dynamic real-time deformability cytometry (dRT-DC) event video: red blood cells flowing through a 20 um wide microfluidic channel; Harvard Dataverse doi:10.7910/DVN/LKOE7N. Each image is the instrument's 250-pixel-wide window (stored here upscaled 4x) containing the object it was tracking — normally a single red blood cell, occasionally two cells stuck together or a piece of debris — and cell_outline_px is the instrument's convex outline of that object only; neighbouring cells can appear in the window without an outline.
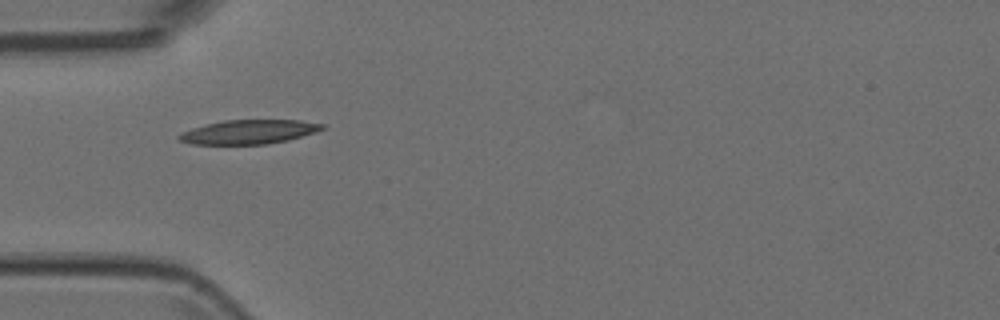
{"species": "Egyptian fruit bat (a non-hibernating species)", "species_latin": "Rousettus aegyptiacus", "temperature_condition": "room temperature", "stored_images_in_passage": 7, "camera_frame_rate_fps": 3000, "um_per_image_px": 0.085, "animal": {"sex": "female"}, "frame": {"image": 1, "passage_image": 5, "time_ms": 1.333, "image_size_px": [1000, 320], "cell_outline_px": [[324, 128], [316, 132], [288, 140], [268, 144], [192, 144], [180, 140], [176, 136], [180, 132], [192, 128], [224, 120], [300, 120], [324, 124]], "centroid_in_image_um": [21.15, 11.21], "position_along_channel_um": 63.9, "area_um2": 20.06}}
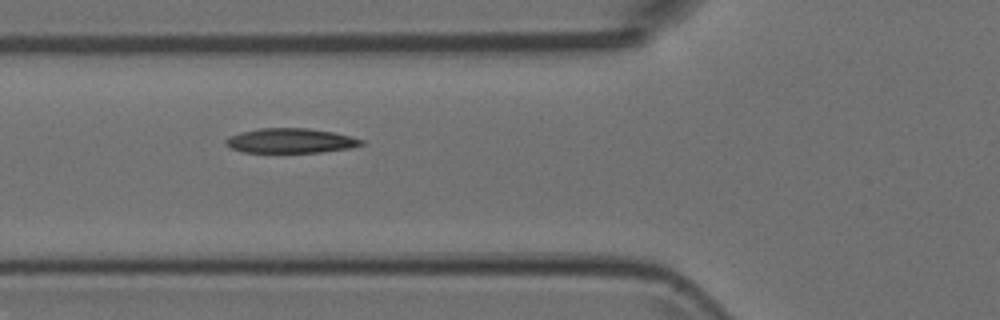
{"frame": {"image": 2, "passage_image": 6, "time_ms": 1.667, "image_size_px": [1000, 320], "cell_outline_px": [[364, 144], [348, 148], [320, 152], [244, 152], [232, 148], [224, 144], [224, 140], [228, 136], [240, 132], [260, 128], [308, 128], [332, 132], [364, 140]], "centroid_in_image_um": [24.64, 11.95], "position_along_channel_um": 101.2, "area_um2": 19.36}}
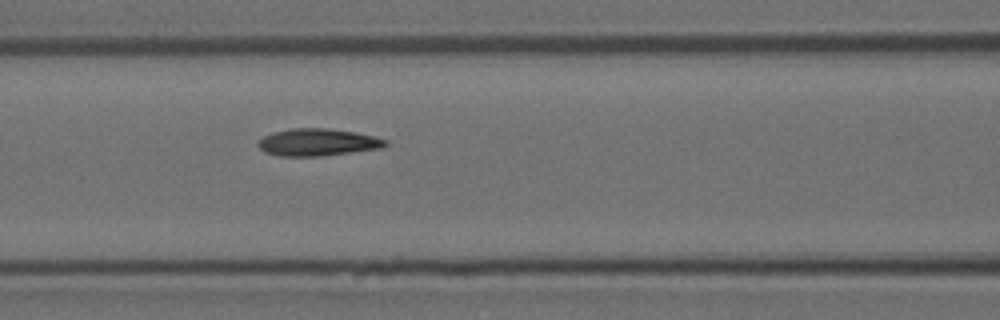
{"frame": {"image": 3, "passage_image": 7, "time_ms": 2.0, "image_size_px": [1000, 320], "cell_outline_px": [[388, 144], [380, 148], [324, 156], [280, 156], [264, 152], [256, 144], [264, 136], [272, 132], [292, 128], [328, 128], [356, 132], [388, 140]], "centroid_in_image_um": [26.99, 12.09], "position_along_channel_um": 139.6, "area_um2": 20.23}}